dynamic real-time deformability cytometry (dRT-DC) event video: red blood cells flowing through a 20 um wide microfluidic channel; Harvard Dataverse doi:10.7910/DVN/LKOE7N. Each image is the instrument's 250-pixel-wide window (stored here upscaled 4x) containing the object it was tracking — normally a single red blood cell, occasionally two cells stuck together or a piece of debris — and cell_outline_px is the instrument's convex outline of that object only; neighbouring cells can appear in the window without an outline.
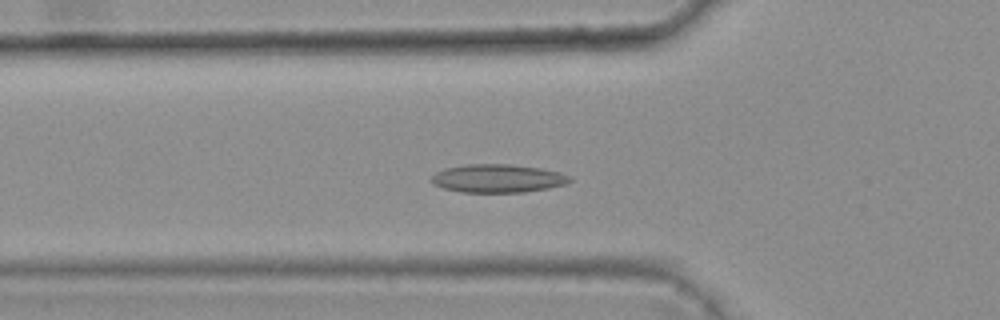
{"species": "common noctule bat (a hibernating species)", "species_latin": "Nyctalus noctula", "temperature_condition": "warm", "stored_images_in_passage": 43, "camera_frame_rate_fps": 3000, "um_per_image_px": 0.085, "animal": {"sex": "female", "body_mass_g": 25.1}, "frame": {"image": 1, "passage_image": 17, "time_ms": 5.333, "image_size_px": [1000, 320], "cell_outline_px": [[572, 180], [564, 184], [548, 188], [524, 192], [460, 192], [444, 188], [436, 184], [432, 180], [432, 176], [436, 172], [444, 168], [468, 164], [508, 164], [540, 168], [560, 172], [572, 176]], "centroid_in_image_um": [42.34, 15.16], "position_along_channel_um": 83.5, "area_um2": 22.66}}
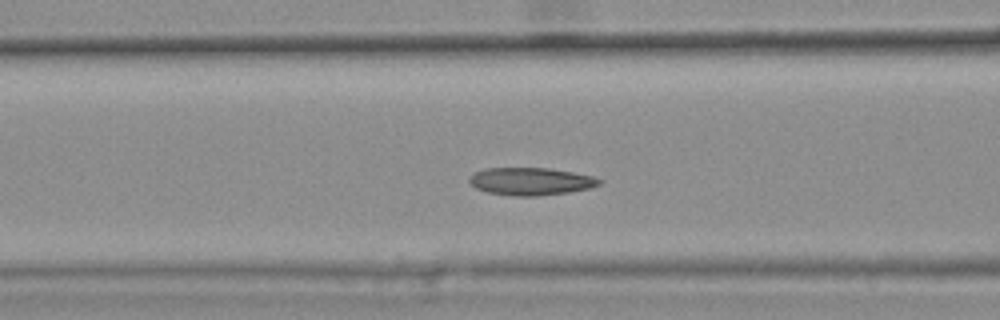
{"frame": {"image": 2, "passage_image": 20, "time_ms": 6.333, "image_size_px": [1000, 320], "cell_outline_px": [[604, 180], [600, 184], [592, 188], [568, 192], [536, 196], [512, 196], [488, 192], [476, 188], [468, 180], [476, 172], [484, 168], [548, 168], [572, 172], [592, 176]], "centroid_in_image_um": [45.15, 15.42], "position_along_channel_um": 121.4, "area_um2": 20.81}}
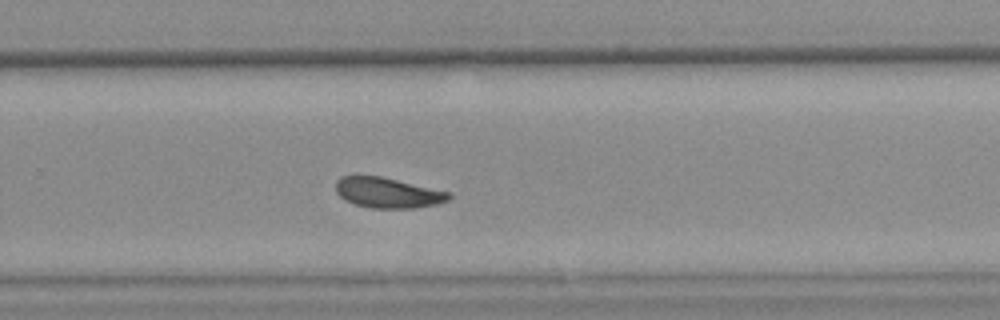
{"frame": {"image": 3, "passage_image": 34, "time_ms": 11.0, "image_size_px": [1000, 320], "cell_outline_px": [[452, 196], [448, 200], [436, 204], [416, 208], [372, 208], [356, 204], [344, 200], [336, 192], [336, 180], [340, 176], [380, 176], [452, 192]], "centroid_in_image_um": [32.98, 16.38], "position_along_channel_um": 296.8, "area_um2": 20.06}, "authors_computed_cell_mechanics": {"area_um2": 20.9236, "velocity_mm_per_s": 3.764, "shape_relaxation_time_tau1_ms": 9.7447, "shape_relaxation_time_tau2_ms": 5.0371, "deformation_change_tau1": 0.1461, "deformation_change_tau2": 0.0884}}